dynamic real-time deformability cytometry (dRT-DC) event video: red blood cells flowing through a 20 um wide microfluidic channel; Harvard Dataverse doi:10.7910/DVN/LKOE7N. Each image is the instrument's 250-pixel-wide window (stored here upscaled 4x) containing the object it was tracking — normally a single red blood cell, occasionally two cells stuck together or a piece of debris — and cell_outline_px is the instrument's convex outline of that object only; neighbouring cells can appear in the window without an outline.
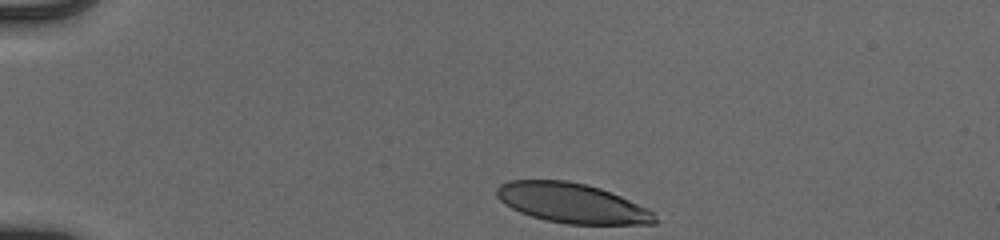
{"species": "human", "species_latin": "Homo sapiens", "temperature_condition": "cold", "stored_images_in_passage": 36, "camera_frame_rate_fps": 3000, "um_per_image_px": 0.085, "donor": {"sex": "male"}, "frame": {"image": 1, "passage_image": 1, "time_ms": 0.0, "image_size_px": [1000, 240], "cell_outline_px": [[656, 224], [568, 224], [544, 220], [520, 212], [504, 204], [496, 196], [496, 188], [500, 184], [508, 180], [568, 180], [600, 188], [620, 196], [648, 208], [656, 212]], "centroid_in_image_um": [48.61, 17.26], "position_along_channel_um": 36.4, "area_um2": 36.76}}
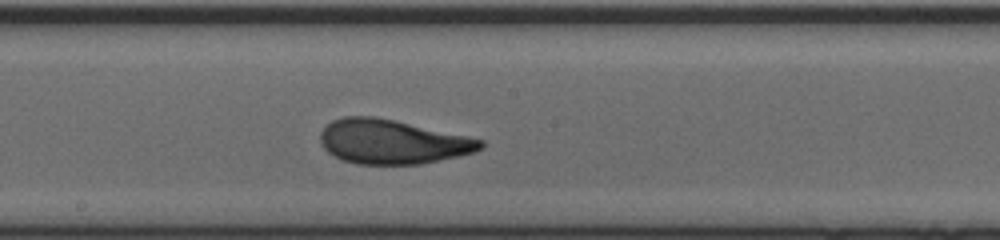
{"frame": {"image": 2, "passage_image": 20, "time_ms": 6.333, "image_size_px": [1000, 240], "cell_outline_px": [[484, 144], [480, 148], [472, 152], [456, 156], [420, 164], [356, 164], [344, 160], [328, 152], [320, 144], [320, 132], [332, 120], [344, 116], [376, 116], [468, 136], [484, 140]], "centroid_in_image_um": [33.3, 12.04], "position_along_channel_um": 214.9, "area_um2": 41.1}}
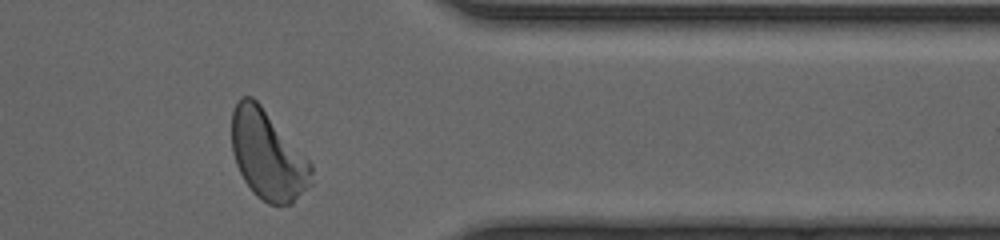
{"frame": {"image": 3, "passage_image": 34, "time_ms": 11.0, "image_size_px": [1000, 240], "cell_outline_px": [[312, 184], [292, 204], [268, 204], [256, 196], [252, 192], [244, 180], [236, 164], [232, 152], [232, 112], [240, 96], [252, 96], [260, 104], [312, 164]], "centroid_in_image_um": [22.75, 13.2], "position_along_channel_um": 388.7, "area_um2": 41.15}, "authors_computed_cell_mechanics": {"area_um2": 40.8935, "velocity_mm_per_s": 3.9096, "shape_relaxation_time_tau1_ms": 3.2435, "shape_relaxation_time_tau2_ms": 0.9862, "deformation_change_tau1": 0.1788, "deformation_change_tau2": 0.0668}}